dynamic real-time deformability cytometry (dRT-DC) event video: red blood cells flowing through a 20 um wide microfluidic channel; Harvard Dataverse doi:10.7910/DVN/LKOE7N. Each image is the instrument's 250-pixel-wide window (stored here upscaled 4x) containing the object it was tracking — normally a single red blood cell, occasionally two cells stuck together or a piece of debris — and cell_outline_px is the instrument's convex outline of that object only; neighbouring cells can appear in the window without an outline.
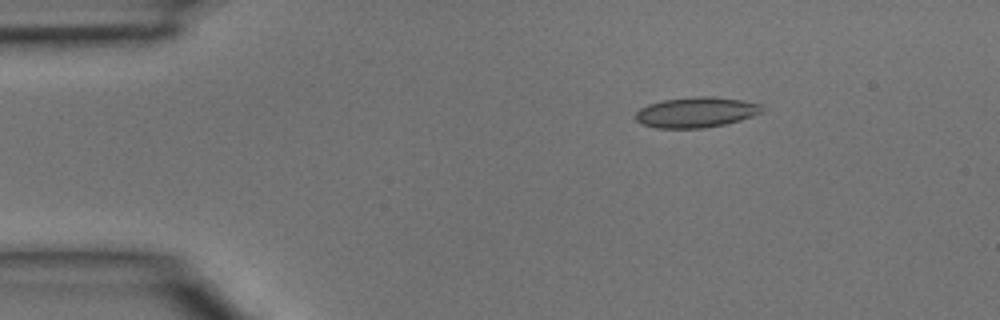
{"species": "common noctule bat (a hibernating species)", "species_latin": "Nyctalus noctula", "temperature_condition": "room temperature", "stored_images_in_passage": 4, "camera_frame_rate_fps": 3000, "um_per_image_px": 0.085, "animal": {"sex": "male", "body_mass_g": 15.6}, "frame": {"image": 1, "passage_image": 2, "time_ms": 0.333, "image_size_px": [1000, 320], "cell_outline_px": [[764, 112], [740, 120], [724, 124], [704, 128], [656, 128], [640, 124], [636, 120], [636, 112], [640, 108], [648, 104], [664, 100], [696, 96], [712, 96], [744, 100], [760, 104], [764, 108]], "centroid_in_image_um": [59.18, 9.54], "position_along_channel_um": 25.8, "area_um2": 22.54}}
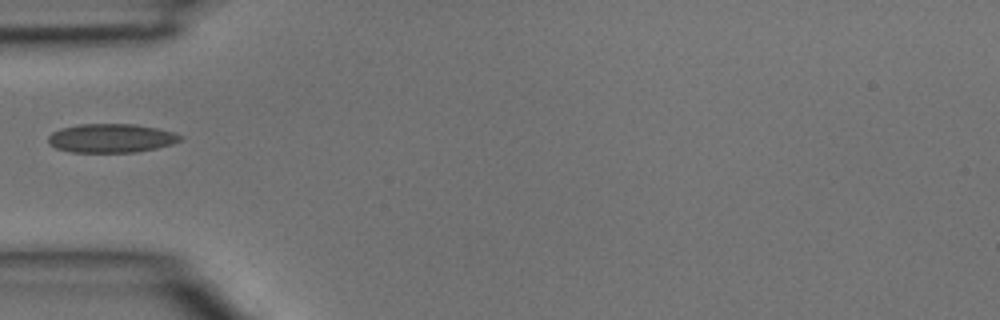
{"frame": {"image": 2, "passage_image": 4, "time_ms": 1.0, "image_size_px": [1000, 320], "cell_outline_px": [[184, 136], [180, 140], [172, 144], [156, 148], [136, 152], [72, 152], [56, 148], [48, 140], [48, 136], [52, 132], [60, 128], [80, 124], [136, 124], [156, 128], [172, 132]], "centroid_in_image_um": [9.45, 11.74], "position_along_channel_um": 75.5, "area_um2": 22.08}}